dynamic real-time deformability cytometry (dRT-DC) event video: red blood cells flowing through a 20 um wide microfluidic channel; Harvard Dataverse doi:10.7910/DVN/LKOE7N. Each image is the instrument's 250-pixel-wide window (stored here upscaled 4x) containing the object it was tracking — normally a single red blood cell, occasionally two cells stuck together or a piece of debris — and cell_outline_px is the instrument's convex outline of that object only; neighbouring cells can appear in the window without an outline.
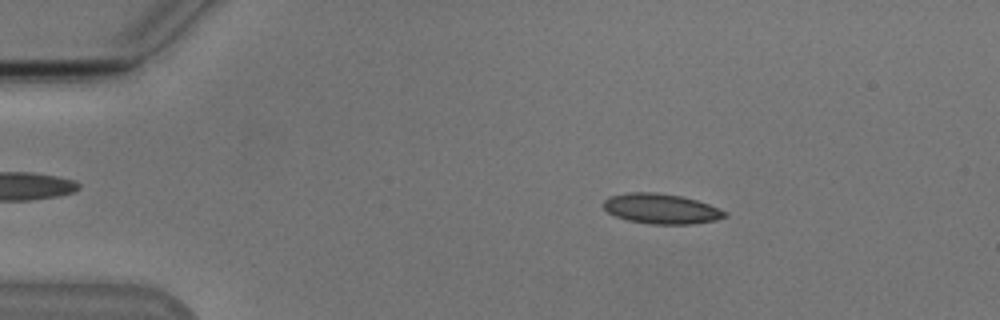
{"species": "Egyptian fruit bat (a non-hibernating species)", "species_latin": "Rousettus aegyptiacus", "temperature_condition": "cold", "stored_images_in_passage": 53, "camera_frame_rate_fps": 3000, "um_per_image_px": 0.085, "animal": {"sex": "male"}, "frame": {"image": 1, "passage_image": 9, "time_ms": 2.667, "image_size_px": [1000, 320], "cell_outline_px": [[728, 216], [712, 220], [692, 224], [652, 224], [628, 220], [616, 216], [608, 212], [604, 208], [604, 200], [608, 196], [628, 192], [656, 192], [680, 196], [696, 200], [708, 204], [728, 212]], "centroid_in_image_um": [56.18, 17.73], "position_along_channel_um": 28.8, "area_um2": 21.15}}
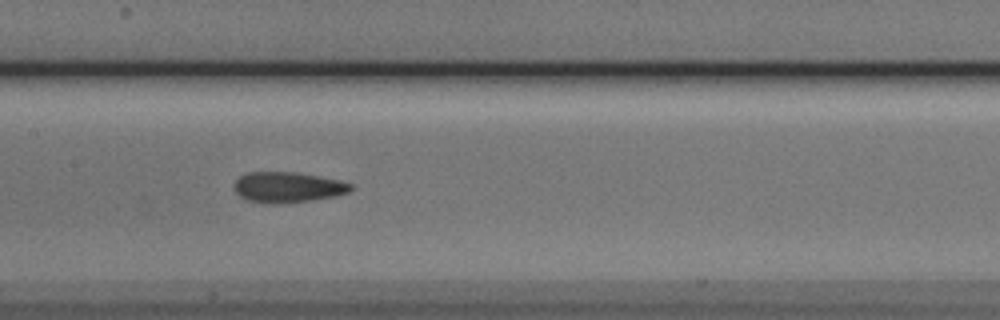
{"frame": {"image": 2, "passage_image": 26, "time_ms": 8.333, "image_size_px": [1000, 320], "cell_outline_px": [[352, 188], [348, 192], [336, 196], [312, 200], [276, 204], [268, 204], [248, 200], [240, 196], [236, 192], [232, 184], [240, 176], [248, 172], [292, 172], [340, 180], [352, 184]], "centroid_in_image_um": [24.43, 15.92], "position_along_channel_um": 183.0, "area_um2": 20.69}}
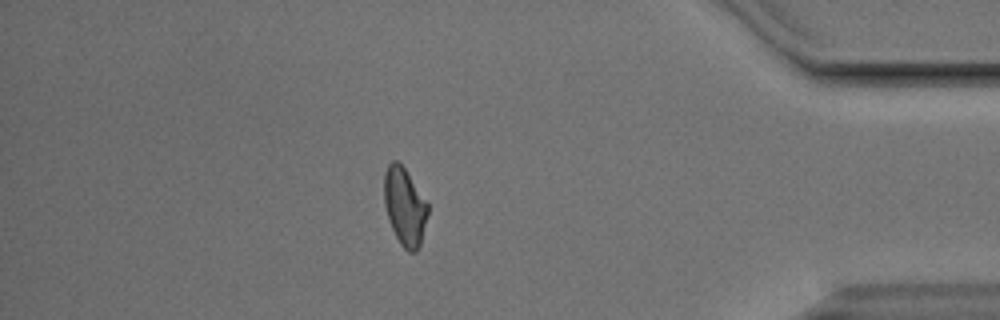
{"frame": {"image": 3, "passage_image": 46, "time_ms": 15.0, "image_size_px": [1000, 320], "cell_outline_px": [[428, 216], [420, 244], [416, 252], [408, 252], [400, 244], [388, 220], [384, 204], [384, 172], [388, 164], [392, 160], [396, 160], [404, 168], [428, 204]], "centroid_in_image_um": [34.38, 17.57], "position_along_channel_um": 400.8, "area_um2": 19.71}, "authors_computed_cell_mechanics": {"area_um2": 20.4034, "velocity_mm_per_s": 3.8265, "shape_relaxation_time_tau1_ms": 5.5973, "shape_relaxation_time_tau2_ms": 2.0335, "deformation_change_tau1": 0.1337, "deformation_change_tau2": 0.0762}}